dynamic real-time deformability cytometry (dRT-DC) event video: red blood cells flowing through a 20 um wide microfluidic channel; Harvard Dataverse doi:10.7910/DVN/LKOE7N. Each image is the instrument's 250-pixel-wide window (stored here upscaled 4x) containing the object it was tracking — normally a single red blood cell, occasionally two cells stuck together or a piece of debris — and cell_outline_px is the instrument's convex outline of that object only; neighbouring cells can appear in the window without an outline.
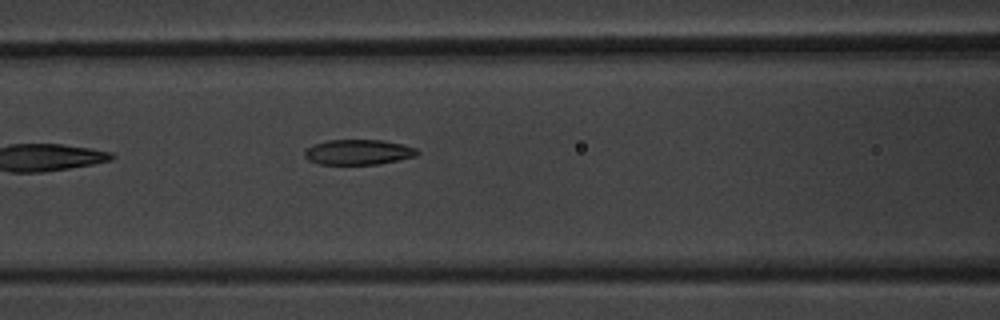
{"species": "common noctule bat (a hibernating species)", "species_latin": "Nyctalus noctula", "temperature_condition": "warm", "stored_images_in_passage": 4, "camera_frame_rate_fps": 3000, "um_per_image_px": 0.085, "animal": {"sex": "male", "body_mass_g": 20.1, "forearm_length_mm": 53.5}, "frame": {"image": 1, "passage_image": 4, "time_ms": 3.667, "image_size_px": [1000, 320], "cell_outline_px": [[420, 152], [416, 156], [376, 164], [320, 164], [308, 160], [304, 156], [304, 152], [312, 144], [328, 140], [384, 140], [404, 144], [416, 148]], "centroid_in_image_um": [30.46, 12.92], "position_along_channel_um": 136.1, "area_um2": 16.53}}